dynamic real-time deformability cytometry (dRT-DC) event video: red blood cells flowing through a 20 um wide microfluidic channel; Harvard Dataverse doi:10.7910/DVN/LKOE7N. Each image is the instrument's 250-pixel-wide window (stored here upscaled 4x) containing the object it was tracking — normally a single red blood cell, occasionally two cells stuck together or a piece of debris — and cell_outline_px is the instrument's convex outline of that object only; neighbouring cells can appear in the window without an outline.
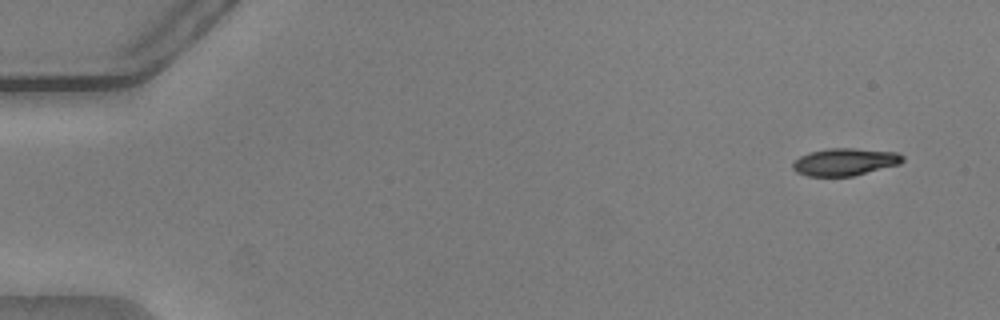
{"species": "common noctule bat (a hibernating species)", "species_latin": "Nyctalus noctula", "temperature_condition": "warm", "stored_images_in_passage": 52, "camera_frame_rate_fps": 3000, "um_per_image_px": 0.085, "animal": {"sex": "male", "body_mass_g": 20.5, "forearm_length_mm": 52.5}, "frame": {"image": 1, "passage_image": 1, "time_ms": 0.0, "image_size_px": [1000, 320], "cell_outline_px": [[904, 160], [900, 164], [852, 176], [808, 176], [796, 172], [792, 168], [792, 164], [800, 156], [808, 152], [828, 148], [852, 148], [896, 152], [904, 156]], "centroid_in_image_um": [71.8, 13.76], "position_along_channel_um": 13.2, "area_um2": 17.51}}
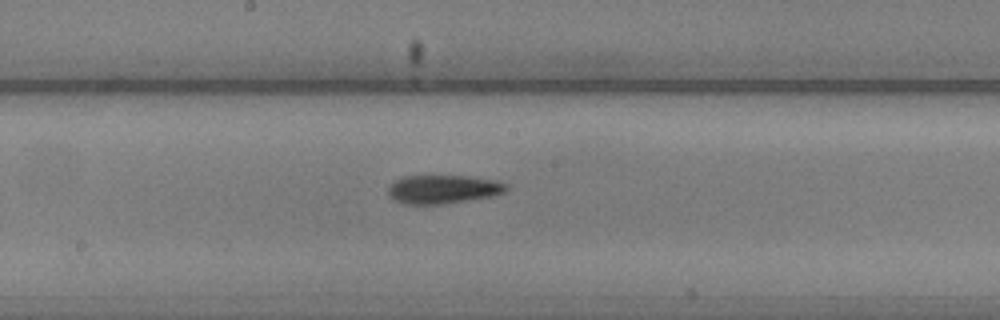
{"frame": {"image": 2, "passage_image": 27, "time_ms": 8.667, "image_size_px": [1000, 320], "cell_outline_px": [[508, 188], [504, 192], [492, 196], [444, 204], [404, 204], [392, 200], [388, 192], [388, 188], [396, 180], [404, 176], [468, 176], [496, 180], [508, 184]], "centroid_in_image_um": [37.67, 16.09], "position_along_channel_um": 210.5, "area_um2": 19.71}}
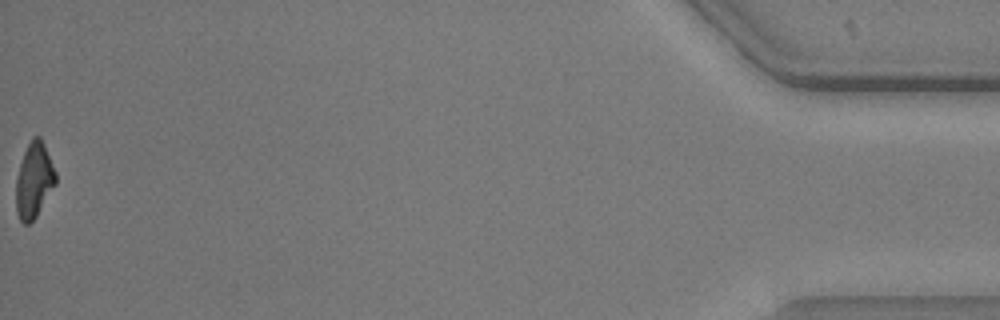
{"frame": {"image": 3, "passage_image": 52, "time_ms": 17.0, "image_size_px": [1000, 320], "cell_outline_px": [[56, 184], [36, 216], [28, 224], [24, 224], [20, 220], [16, 212], [16, 180], [20, 164], [24, 152], [32, 136], [40, 136], [44, 144], [56, 172]], "centroid_in_image_um": [2.89, 15.32], "position_along_channel_um": 432.3, "area_um2": 17.28}, "authors_computed_cell_mechanics": {"area_um2": 18.6983, "velocity_mm_per_s": 3.7927, "shape_relaxation_time_tau1_ms": 4.0656, "shape_relaxation_time_tau2_ms": 6.9043, "deformation_change_tau1": 0.1504, "deformation_change_tau2": 0.1564}}